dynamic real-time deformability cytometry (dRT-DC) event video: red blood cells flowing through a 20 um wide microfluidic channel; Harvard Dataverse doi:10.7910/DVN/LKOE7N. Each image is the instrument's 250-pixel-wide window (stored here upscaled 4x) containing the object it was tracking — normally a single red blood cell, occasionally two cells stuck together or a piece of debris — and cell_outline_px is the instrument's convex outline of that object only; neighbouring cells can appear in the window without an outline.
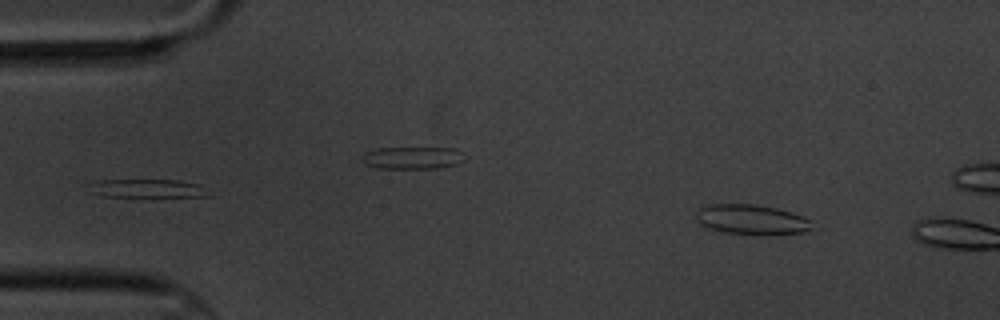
{"species": "common noctule bat (a hibernating species)", "species_latin": "Nyctalus noctula", "temperature_condition": "cold", "stored_images_in_passage": 2, "camera_frame_rate_fps": 3000, "um_per_image_px": 0.085, "animal": {"sex": "male", "body_mass_g": 20.1, "forearm_length_mm": 53.5}, "frame": {"image": 1, "passage_image": 1, "time_ms": 0.0, "image_size_px": [1000, 320], "cell_outline_px": [[812, 228], [804, 232], [772, 236], [764, 236], [724, 232], [708, 228], [700, 224], [696, 220], [696, 212], [700, 208], [708, 204], [756, 204], [776, 208], [792, 212], [812, 220]], "centroid_in_image_um": [63.91, 18.68], "position_along_channel_um": 21.1, "area_um2": 20.75}}